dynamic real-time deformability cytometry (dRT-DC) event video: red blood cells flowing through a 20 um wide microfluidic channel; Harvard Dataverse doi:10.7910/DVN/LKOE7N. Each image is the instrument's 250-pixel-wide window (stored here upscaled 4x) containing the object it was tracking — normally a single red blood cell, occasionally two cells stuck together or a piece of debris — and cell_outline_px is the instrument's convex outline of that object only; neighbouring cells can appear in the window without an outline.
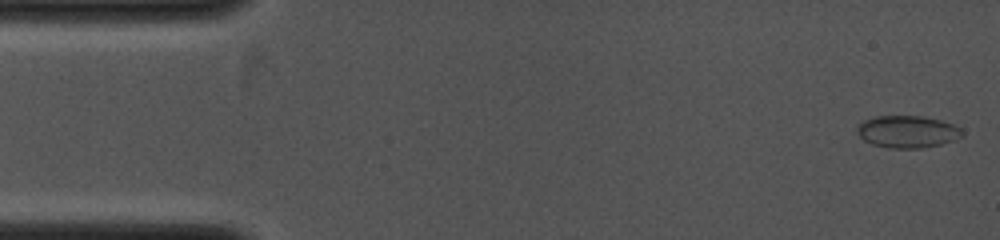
{"species": "common noctule bat (a hibernating species)", "species_latin": "Nyctalus noctula", "temperature_condition": "cold", "stored_images_in_passage": 29, "camera_frame_rate_fps": 4000, "um_per_image_px": 0.085, "animal": {"sex": "female", "body_mass_g": 19.0, "forearm_length_mm": 53.3}, "frame": {"image": 1, "passage_image": 1, "time_ms": 0.0, "image_size_px": [1000, 240], "cell_outline_px": [[964, 136], [956, 140], [940, 144], [920, 148], [888, 148], [872, 144], [864, 140], [856, 132], [856, 128], [864, 120], [876, 116], [924, 116], [940, 120], [952, 124], [960, 128], [964, 132]], "centroid_in_image_um": [77.15, 11.19], "position_along_channel_um": 7.9, "area_um2": 19.77}}
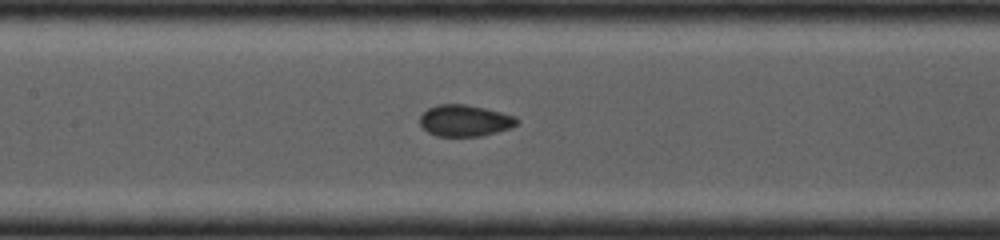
{"frame": {"image": 2, "passage_image": 14, "time_ms": 5.5, "image_size_px": [1000, 240], "cell_outline_px": [[516, 124], [512, 128], [480, 136], [436, 136], [428, 132], [420, 124], [420, 116], [428, 108], [440, 104], [464, 104], [484, 108], [500, 112], [512, 116], [516, 120]], "centroid_in_image_um": [39.47, 10.26], "position_along_channel_um": 167.9, "area_um2": 17.51}}
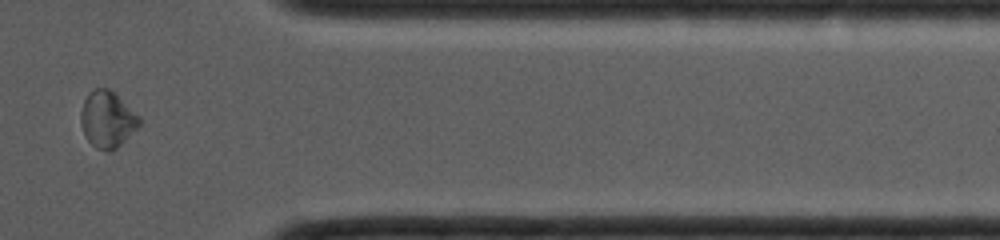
{"frame": {"image": 3, "passage_image": 25, "time_ms": 10.25, "image_size_px": [1000, 240], "cell_outline_px": [[140, 124], [116, 148], [108, 152], [96, 148], [84, 136], [80, 120], [80, 112], [84, 100], [88, 92], [96, 88], [108, 88], [140, 116]], "centroid_in_image_um": [9.09, 10.14], "position_along_channel_um": 402.3, "area_um2": 19.02}}